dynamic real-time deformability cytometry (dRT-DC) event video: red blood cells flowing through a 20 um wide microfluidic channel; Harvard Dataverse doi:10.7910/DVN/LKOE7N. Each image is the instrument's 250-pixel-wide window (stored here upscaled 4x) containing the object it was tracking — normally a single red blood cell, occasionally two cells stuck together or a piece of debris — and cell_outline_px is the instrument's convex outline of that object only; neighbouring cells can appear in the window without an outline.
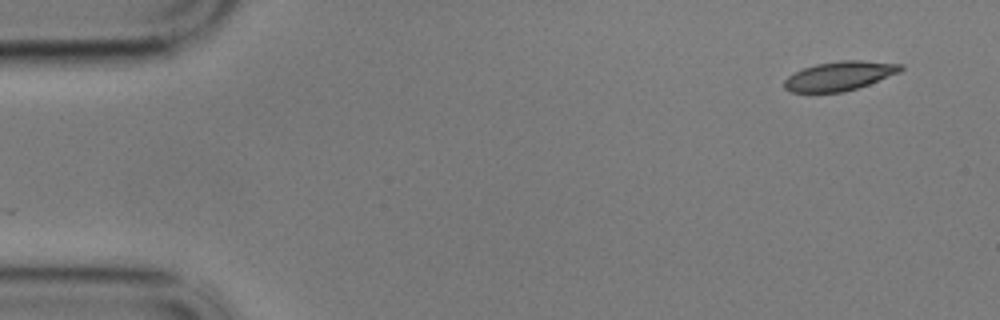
{"species": "common noctule bat (a hibernating species)", "species_latin": "Nyctalus noctula", "temperature_condition": "cold", "stored_images_in_passage": 55, "camera_frame_rate_fps": 3000, "um_per_image_px": 0.085, "animal": {"sex": "male", "body_mass_g": 17.9}, "frame": {"image": 1, "passage_image": 1, "time_ms": 0.0, "image_size_px": [1000, 320], "cell_outline_px": [[904, 68], [900, 72], [868, 84], [844, 92], [792, 92], [784, 88], [784, 80], [788, 76], [804, 68], [816, 64], [844, 60], [864, 60], [904, 64]], "centroid_in_image_um": [71.39, 6.44], "position_along_channel_um": 13.6, "area_um2": 19.65}}
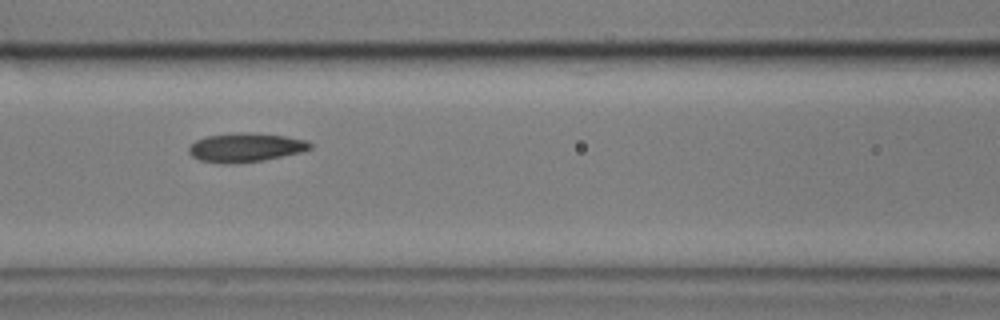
{"frame": {"image": 2, "passage_image": 22, "time_ms": 7.0, "image_size_px": [1000, 320], "cell_outline_px": [[312, 148], [304, 152], [264, 160], [228, 164], [200, 160], [192, 156], [188, 152], [188, 148], [196, 140], [208, 136], [240, 132], [284, 136], [308, 140], [312, 144]], "centroid_in_image_um": [20.91, 12.54], "position_along_channel_um": 145.7, "area_um2": 20.35}}
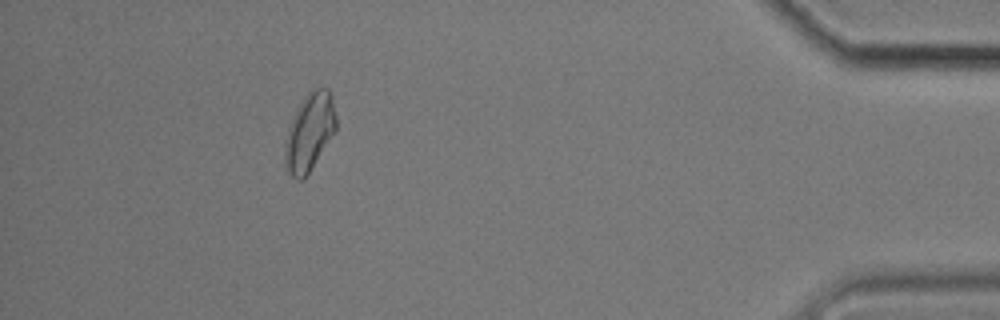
{"frame": {"image": 3, "passage_image": 50, "time_ms": 16.333, "image_size_px": [1000, 320], "cell_outline_px": [[336, 132], [304, 180], [296, 180], [288, 172], [284, 160], [284, 144], [288, 128], [304, 96], [312, 88], [328, 88], [332, 92], [336, 116]], "centroid_in_image_um": [26.33, 11.23], "position_along_channel_um": 408.9, "area_um2": 23.47}, "authors_computed_cell_mechanics": {"area_um2": 20.3456, "velocity_mm_per_s": 3.4077, "shape_relaxation_time_tau1_ms": null, "shape_relaxation_time_tau2_ms": 2.9956, "deformation_change_tau1": null, "deformation_change_tau2": 0.0921}}